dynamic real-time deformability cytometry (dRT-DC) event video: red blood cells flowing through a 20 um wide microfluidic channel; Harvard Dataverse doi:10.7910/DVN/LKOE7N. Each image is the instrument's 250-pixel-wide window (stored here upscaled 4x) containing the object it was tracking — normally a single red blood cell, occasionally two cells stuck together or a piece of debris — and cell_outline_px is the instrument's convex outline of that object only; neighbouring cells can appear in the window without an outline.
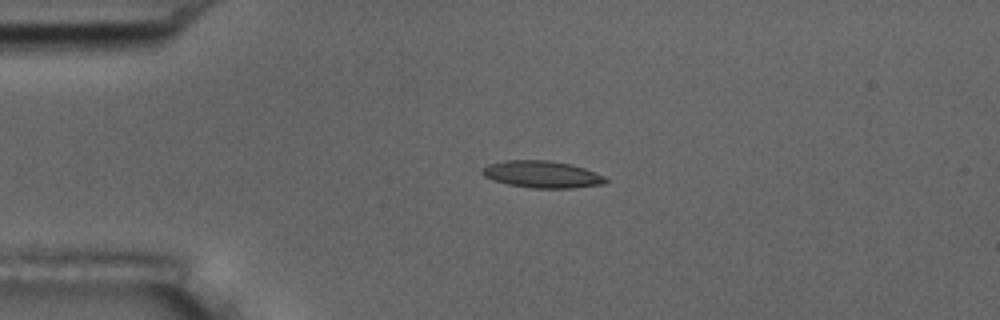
{"species": "common noctule bat (a hibernating species)", "species_latin": "Nyctalus noctula", "temperature_condition": "room temperature", "stored_images_in_passage": 5, "camera_frame_rate_fps": 3000, "um_per_image_px": 0.085, "animal": {"sex": "male", "body_mass_g": 17.5, "forearm_length_mm": 52.3}, "frame": {"image": 1, "passage_image": 3, "time_ms": 2.333, "image_size_px": [1000, 320], "cell_outline_px": [[608, 180], [604, 184], [572, 188], [532, 188], [508, 184], [484, 176], [480, 172], [488, 164], [504, 160], [548, 160], [572, 164], [584, 168], [604, 176]], "centroid_in_image_um": [46.08, 14.81], "position_along_channel_um": 38.9, "area_um2": 19.31}}